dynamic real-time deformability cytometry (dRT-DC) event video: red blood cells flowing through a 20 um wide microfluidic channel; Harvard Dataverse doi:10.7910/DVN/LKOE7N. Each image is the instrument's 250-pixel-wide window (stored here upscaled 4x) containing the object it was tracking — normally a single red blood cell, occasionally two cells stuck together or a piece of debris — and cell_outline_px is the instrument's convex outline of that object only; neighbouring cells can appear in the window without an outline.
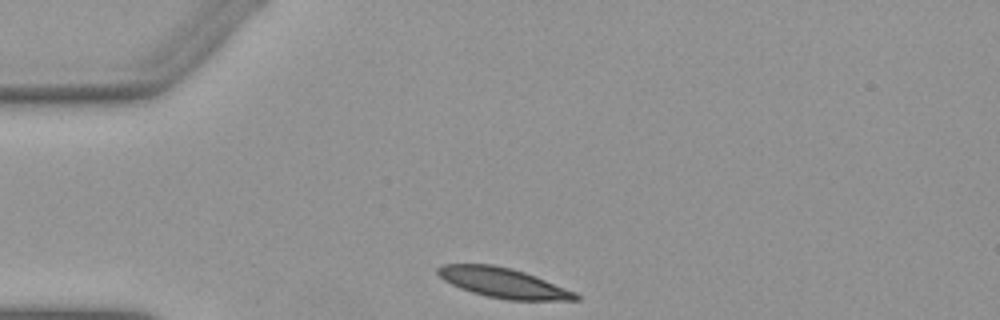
{"species": "Egyptian fruit bat (a non-hibernating species)", "species_latin": "Rousettus aegyptiacus", "temperature_condition": "warm", "stored_images_in_passage": 30, "camera_frame_rate_fps": 3000, "um_per_image_px": 0.085, "animal": {"sex": "female"}, "frame": {"image": 1, "passage_image": 1, "time_ms": 0.0, "image_size_px": [1000, 320], "cell_outline_px": [[580, 300], [508, 300], [488, 296], [472, 292], [460, 288], [444, 280], [436, 272], [436, 268], [444, 264], [492, 264], [512, 268], [524, 272], [576, 292], [580, 296]], "centroid_in_image_um": [42.77, 24.04], "position_along_channel_um": 42.2, "area_um2": 23.81}}
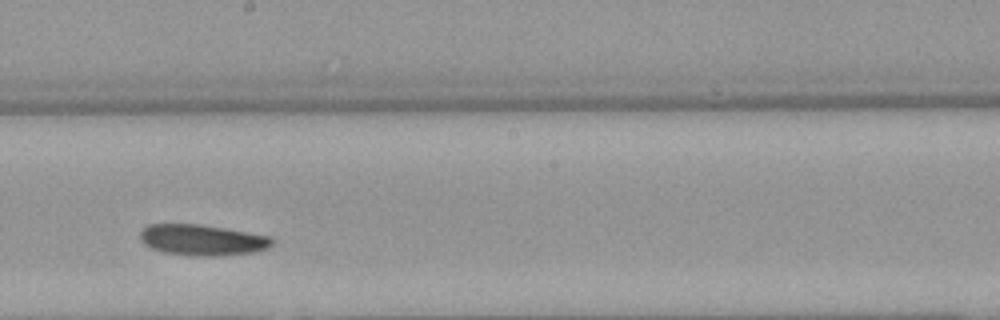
{"frame": {"image": 2, "passage_image": 18, "time_ms": 5.667, "image_size_px": [1000, 320], "cell_outline_px": [[272, 244], [268, 248], [252, 252], [224, 256], [192, 256], [160, 252], [144, 244], [140, 240], [140, 232], [148, 224], [200, 224], [224, 228], [268, 236], [272, 240]], "centroid_in_image_um": [17.14, 20.41], "position_along_channel_um": 231.1, "area_um2": 23.81}}
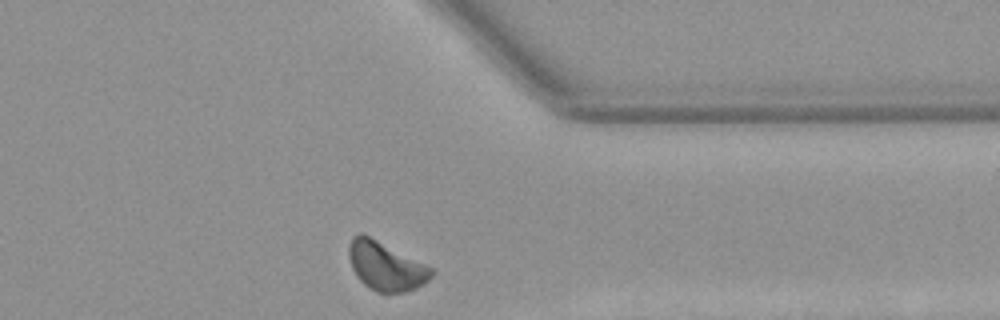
{"frame": {"image": 3, "passage_image": 30, "time_ms": 9.667, "image_size_px": [1000, 320], "cell_outline_px": [[436, 272], [424, 284], [416, 288], [404, 292], [376, 292], [364, 284], [356, 276], [352, 268], [348, 256], [348, 248], [352, 236], [360, 232], [364, 232], [432, 268]], "centroid_in_image_um": [32.76, 22.59], "position_along_channel_um": 378.6, "area_um2": 23.58}, "authors_computed_cell_mechanics": {"area_um2": 23.7847, "velocity_mm_per_s": 3.8439, "shape_relaxation_time_tau1_ms": 4.3012, "shape_relaxation_time_tau2_ms": null, "deformation_change_tau1": 0.0892, "deformation_change_tau2": null}}